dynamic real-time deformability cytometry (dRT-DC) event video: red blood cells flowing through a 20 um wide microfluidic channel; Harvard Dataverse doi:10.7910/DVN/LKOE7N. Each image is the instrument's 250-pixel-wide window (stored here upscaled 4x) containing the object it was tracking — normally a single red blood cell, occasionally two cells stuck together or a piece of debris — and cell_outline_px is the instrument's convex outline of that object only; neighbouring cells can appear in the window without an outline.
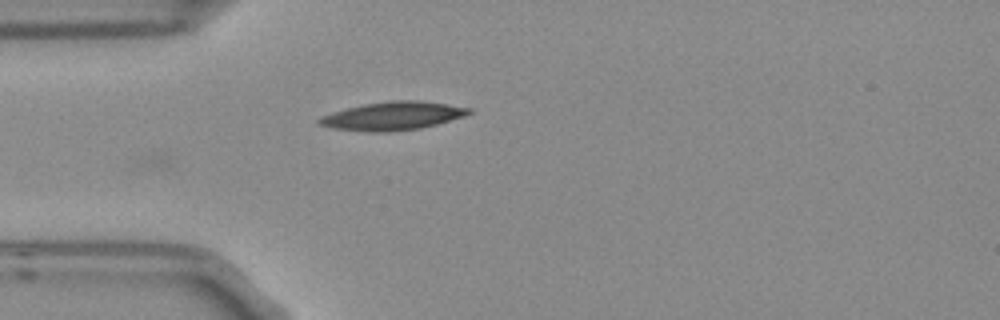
{"species": "Egyptian fruit bat (a non-hibernating species)", "species_latin": "Rousettus aegyptiacus", "temperature_condition": "room temperature", "stored_images_in_passage": 5, "camera_frame_rate_fps": 3000, "um_per_image_px": 0.085, "frame": {"image": 1, "passage_image": 5, "time_ms": 1.333, "image_size_px": [1000, 320], "cell_outline_px": [[472, 112], [464, 116], [436, 124], [420, 128], [384, 132], [372, 132], [336, 128], [320, 124], [316, 120], [320, 116], [332, 112], [364, 104], [388, 100], [420, 100], [448, 104], [472, 108]], "centroid_in_image_um": [33.41, 9.84], "position_along_channel_um": 51.6, "area_um2": 24.51}}